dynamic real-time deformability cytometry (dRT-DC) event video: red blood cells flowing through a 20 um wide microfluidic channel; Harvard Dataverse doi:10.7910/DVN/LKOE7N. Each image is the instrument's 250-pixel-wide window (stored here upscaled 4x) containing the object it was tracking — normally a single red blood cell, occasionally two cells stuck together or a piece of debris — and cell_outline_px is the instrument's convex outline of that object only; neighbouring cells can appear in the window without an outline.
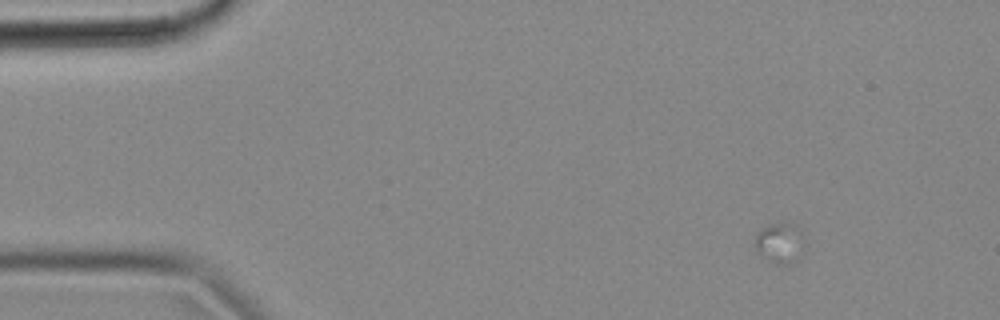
{"species": "common noctule bat (a hibernating species)", "species_latin": "Nyctalus noctula", "temperature_condition": "cold", "stored_images_in_passage": 14, "camera_frame_rate_fps": 3000, "um_per_image_px": 0.085, "animal": {"sex": "female", "body_mass_g": 18.4}, "frame": {"image": 1, "passage_image": 1, "time_ms": 0.0, "image_size_px": [1000, 320], "cell_outline_px": [[800, 228], [788, 264], [776, 264], [768, 260], [756, 252], [756, 236], [768, 224], [780, 220], [784, 220], [796, 224]], "centroid_in_image_um": [66.08, 20.52], "position_along_channel_um": 18.9, "area_um2": 10.23}}
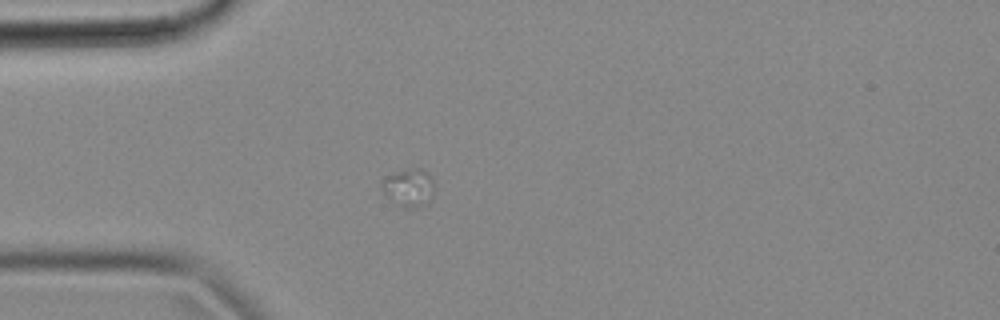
{"frame": {"image": 2, "passage_image": 10, "time_ms": 3.0, "image_size_px": [1000, 320], "cell_outline_px": [[432, 200], [428, 204], [416, 208], [408, 208], [400, 204], [388, 196], [384, 192], [384, 180], [388, 176], [396, 172], [412, 168], [420, 168], [428, 172], [432, 176]], "centroid_in_image_um": [34.84, 15.94], "position_along_channel_um": 50.2, "area_um2": 11.16}}